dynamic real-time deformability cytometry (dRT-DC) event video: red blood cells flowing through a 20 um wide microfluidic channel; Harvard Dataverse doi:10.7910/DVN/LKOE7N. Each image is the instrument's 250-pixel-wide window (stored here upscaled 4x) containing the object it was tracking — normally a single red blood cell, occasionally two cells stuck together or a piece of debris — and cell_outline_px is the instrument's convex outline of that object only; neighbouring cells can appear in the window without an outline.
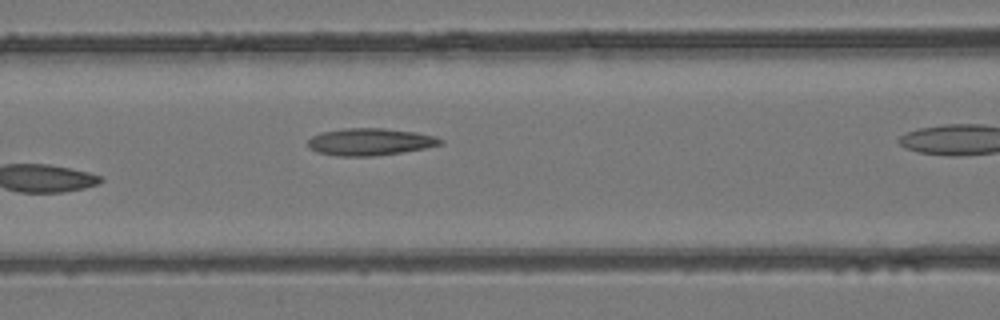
{"species": "common noctule bat (a hibernating species)", "species_latin": "Nyctalus noctula", "temperature_condition": "room temperature", "stored_images_in_passage": 7, "camera_frame_rate_fps": 3000, "um_per_image_px": 0.085, "animal": {"sex": "female", "body_mass_g": 24.6, "forearm_length_mm": 56.2}, "frame": {"image": 1, "passage_image": 6, "time_ms": 1.667, "image_size_px": [1000, 320], "cell_outline_px": [[444, 144], [424, 148], [376, 156], [336, 156], [316, 152], [308, 148], [308, 140], [312, 136], [320, 132], [344, 128], [384, 128], [416, 132], [436, 136], [444, 140]], "centroid_in_image_um": [31.44, 12.05], "position_along_channel_um": 135.2, "area_um2": 21.15}}